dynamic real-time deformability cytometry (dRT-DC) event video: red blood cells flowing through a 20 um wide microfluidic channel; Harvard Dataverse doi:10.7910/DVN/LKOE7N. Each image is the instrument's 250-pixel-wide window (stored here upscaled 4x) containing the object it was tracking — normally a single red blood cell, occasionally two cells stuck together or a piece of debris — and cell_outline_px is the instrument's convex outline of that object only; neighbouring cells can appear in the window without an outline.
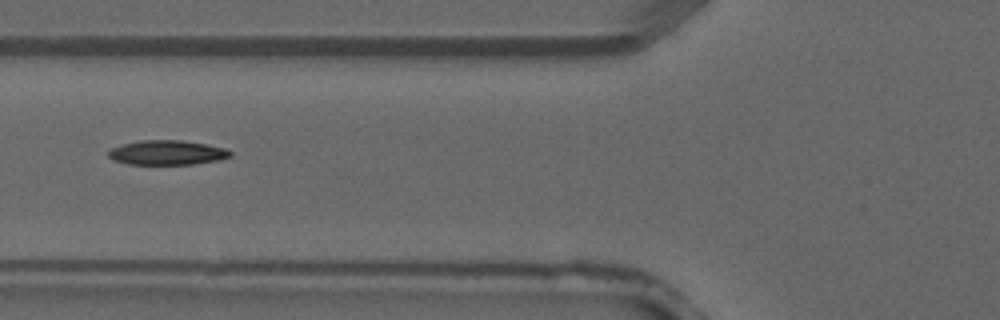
{"species": "common noctule bat (a hibernating species)", "species_latin": "Nyctalus noctula", "temperature_condition": "warm", "stored_images_in_passage": 3, "camera_frame_rate_fps": 3000, "um_per_image_px": 0.085, "animal": {"sex": "male", "forearm_length_mm": 52.5}, "frame": {"image": 1, "passage_image": 3, "time_ms": 0.667, "image_size_px": [1000, 320], "cell_outline_px": [[232, 156], [220, 160], [192, 164], [128, 164], [112, 160], [108, 156], [108, 148], [120, 144], [140, 140], [184, 140], [208, 144], [224, 148], [232, 152]], "centroid_in_image_um": [14.17, 12.96], "position_along_channel_um": 111.6, "area_um2": 17.74}}